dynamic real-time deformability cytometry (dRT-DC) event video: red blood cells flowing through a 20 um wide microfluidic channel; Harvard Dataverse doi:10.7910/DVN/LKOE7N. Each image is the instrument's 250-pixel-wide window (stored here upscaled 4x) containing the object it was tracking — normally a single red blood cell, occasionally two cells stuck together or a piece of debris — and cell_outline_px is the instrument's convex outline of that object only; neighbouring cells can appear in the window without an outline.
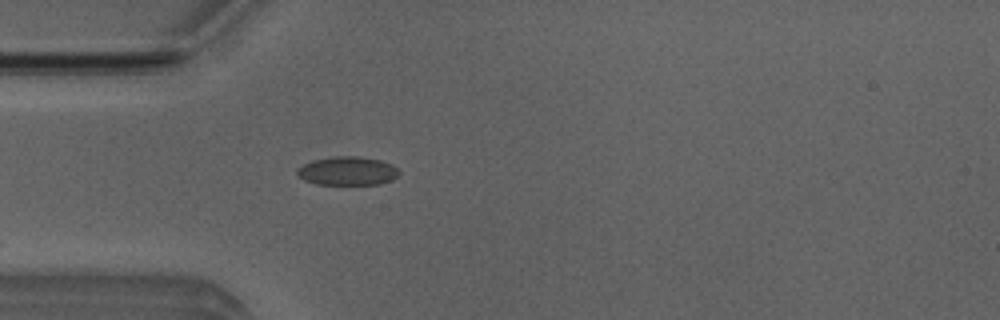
{"species": "Egyptian fruit bat (a non-hibernating species)", "species_latin": "Rousettus aegyptiacus", "temperature_condition": "room temperature", "stored_images_in_passage": 7, "camera_frame_rate_fps": 3000, "um_per_image_px": 0.085, "animal": {"sex": "male"}, "frame": {"image": 1, "passage_image": 2, "time_ms": 0.333, "image_size_px": [1000, 320], "cell_outline_px": [[400, 172], [392, 180], [380, 184], [316, 184], [304, 180], [296, 172], [296, 168], [312, 160], [332, 156], [356, 156], [380, 160], [392, 164]], "centroid_in_image_um": [29.52, 14.52], "position_along_channel_um": 55.5, "area_um2": 16.99}}